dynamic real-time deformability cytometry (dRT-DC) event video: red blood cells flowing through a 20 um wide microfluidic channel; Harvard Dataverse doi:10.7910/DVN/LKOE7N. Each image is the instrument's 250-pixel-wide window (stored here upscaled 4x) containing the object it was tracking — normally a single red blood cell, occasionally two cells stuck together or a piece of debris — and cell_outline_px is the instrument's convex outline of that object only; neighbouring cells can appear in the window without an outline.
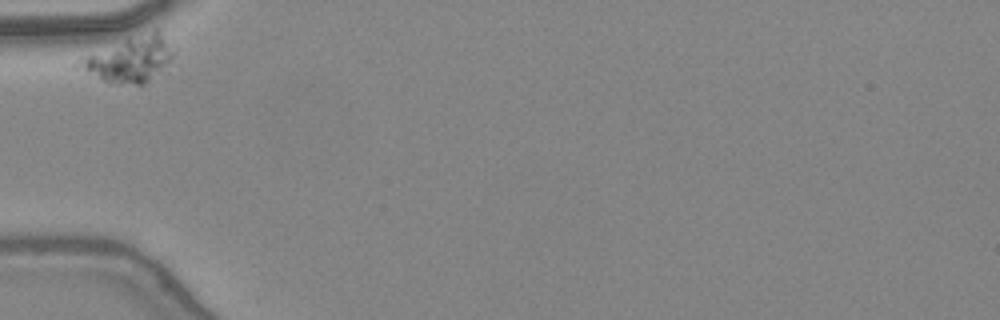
{"species": "common noctule bat (a hibernating species)", "species_latin": "Nyctalus noctula", "temperature_condition": "warm", "stored_images_in_passage": 31, "camera_frame_rate_fps": 3000, "um_per_image_px": 0.085, "animal": {"sex": "female", "body_mass_g": 24.6, "forearm_length_mm": 56.2}, "frame": {"image": 1, "passage_image": 1, "time_ms": 0.0, "image_size_px": [1000, 320], "cell_outline_px": [[176, 52], [164, 72], [144, 84], [112, 84], [72, 68], [72, 64], [88, 56], [156, 28], [176, 44]], "centroid_in_image_um": [11.13, 5.08], "position_along_channel_um": 73.9, "area_um2": 25.26}}
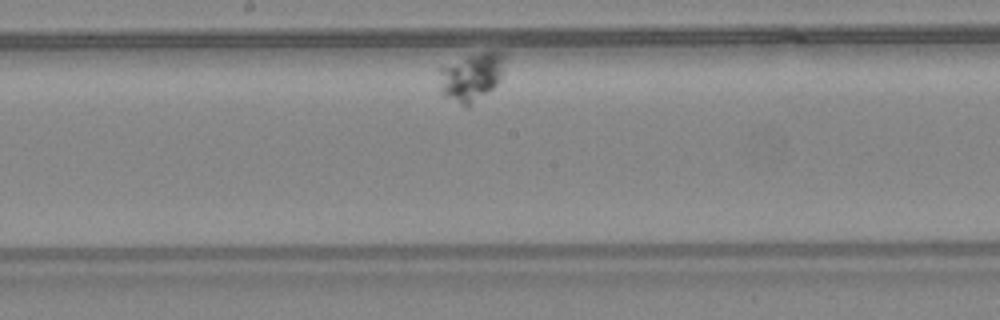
{"frame": {"image": 2, "passage_image": 15, "time_ms": 4.667, "image_size_px": [1000, 320], "cell_outline_px": [[504, 68], [500, 80], [492, 88], [468, 108], [444, 96], [440, 92], [440, 68], [468, 56], [488, 48], [492, 48], [504, 52]], "centroid_in_image_um": [40.12, 6.5], "position_along_channel_um": 208.1, "area_um2": 18.61}}
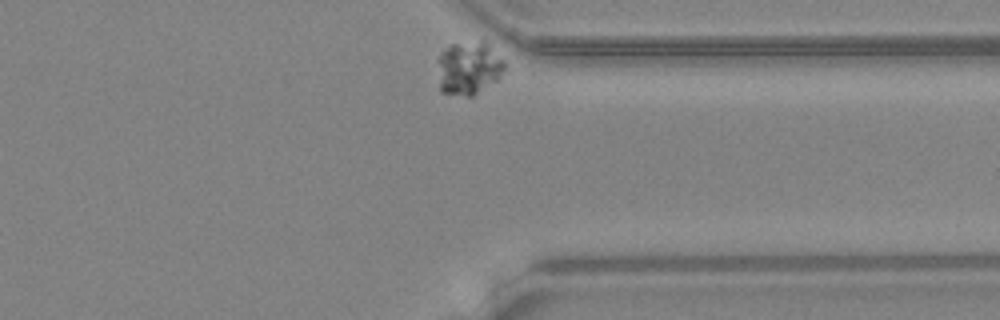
{"frame": {"image": 3, "passage_image": 31, "time_ms": 10.0, "image_size_px": [1000, 320], "cell_outline_px": [[508, 68], [496, 80], [472, 96], [464, 96], [440, 92], [436, 60], [440, 52], [448, 44], [480, 40], [484, 40], [508, 64]], "centroid_in_image_um": [39.82, 5.75], "position_along_channel_um": 371.6, "area_um2": 21.44}}